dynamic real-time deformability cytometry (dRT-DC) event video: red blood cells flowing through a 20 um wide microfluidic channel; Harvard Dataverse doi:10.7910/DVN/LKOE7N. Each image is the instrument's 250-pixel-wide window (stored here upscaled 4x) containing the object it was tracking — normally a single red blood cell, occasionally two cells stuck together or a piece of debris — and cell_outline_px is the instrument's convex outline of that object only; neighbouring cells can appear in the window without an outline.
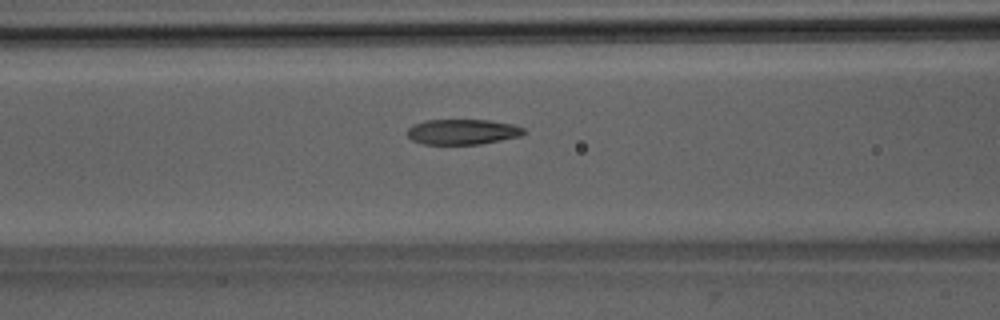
{"species": "Egyptian fruit bat (a non-hibernating species)", "species_latin": "Rousettus aegyptiacus", "temperature_condition": "room temperature", "stored_images_in_passage": 42, "camera_frame_rate_fps": 3000, "um_per_image_px": 0.085, "animal": {"sex": "male"}, "frame": {"image": 1, "passage_image": 12, "time_ms": 3.667, "image_size_px": [1000, 320], "cell_outline_px": [[528, 132], [520, 136], [480, 144], [424, 144], [412, 140], [408, 136], [408, 128], [412, 124], [424, 120], [492, 120], [512, 124], [524, 128]], "centroid_in_image_um": [39.32, 11.19], "position_along_channel_um": 127.3, "area_um2": 17.28}}
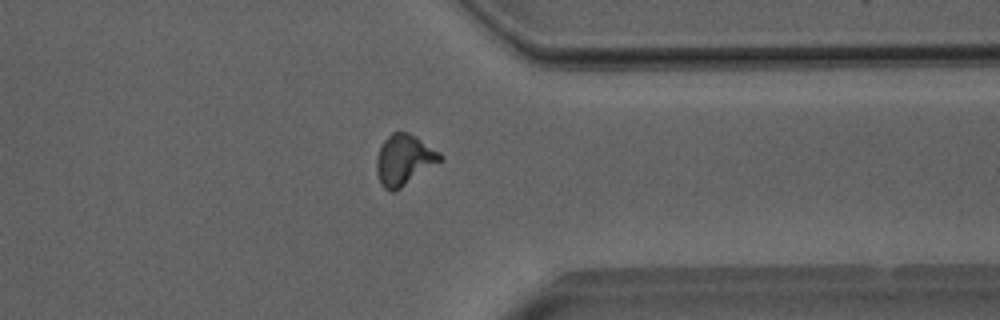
{"frame": {"image": 2, "passage_image": 31, "time_ms": 10.0, "image_size_px": [1000, 320], "cell_outline_px": [[444, 160], [400, 188], [392, 192], [384, 188], [380, 184], [376, 172], [376, 156], [384, 140], [392, 132], [408, 132], [416, 136], [440, 152], [444, 156]], "centroid_in_image_um": [34.36, 13.59], "position_along_channel_um": 377.0, "area_um2": 18.96}}
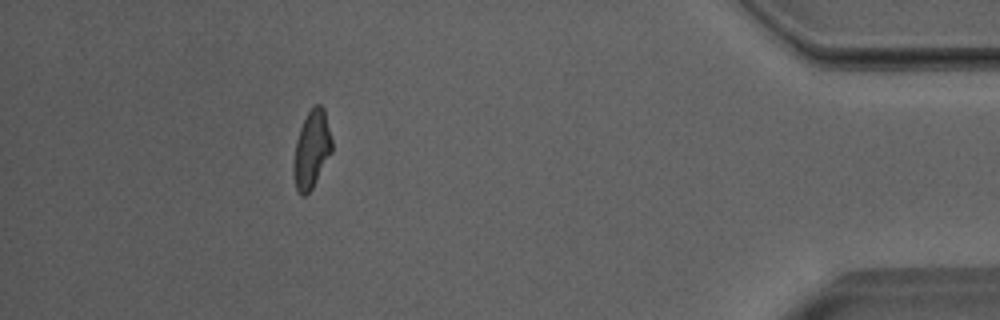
{"frame": {"image": 3, "passage_image": 37, "time_ms": 12.0, "image_size_px": [1000, 320], "cell_outline_px": [[332, 152], [312, 188], [304, 196], [300, 196], [296, 188], [292, 168], [292, 164], [296, 140], [300, 128], [308, 112], [316, 104], [320, 104], [324, 108], [332, 140]], "centroid_in_image_um": [26.48, 12.71], "position_along_channel_um": 408.7, "area_um2": 17.34}, "authors_computed_cell_mechanics": {"area_um2": 17.9758, "velocity_mm_per_s": 4.0086, "shape_relaxation_time_tau1_ms": 6.9149, "shape_relaxation_time_tau2_ms": 2.0825, "deformation_change_tau1": 0.2046, "deformation_change_tau2": 0.0912}}